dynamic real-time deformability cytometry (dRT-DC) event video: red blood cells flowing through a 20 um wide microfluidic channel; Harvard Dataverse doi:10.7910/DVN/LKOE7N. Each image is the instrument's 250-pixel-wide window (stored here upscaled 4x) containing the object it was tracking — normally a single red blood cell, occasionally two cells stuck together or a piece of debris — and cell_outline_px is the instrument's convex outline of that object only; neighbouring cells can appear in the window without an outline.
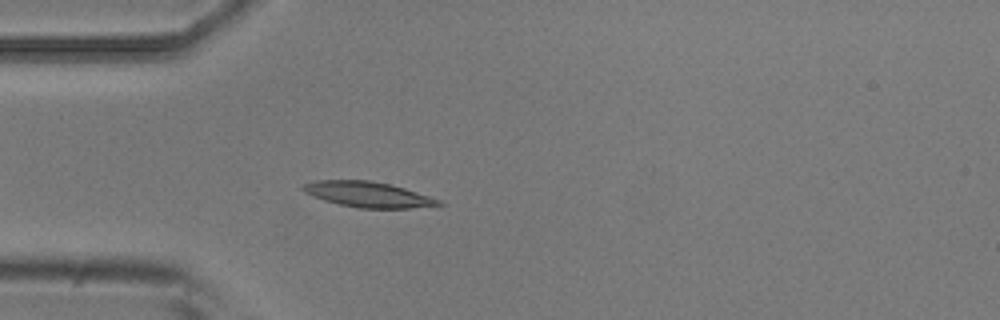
{"species": "common noctule bat (a hibernating species)", "species_latin": "Nyctalus noctula", "temperature_condition": "room temperature", "stored_images_in_passage": 5, "camera_frame_rate_fps": 3000, "um_per_image_px": 0.085, "animal": {"sex": "male", "body_mass_g": 20.5, "forearm_length_mm": 52.5}, "frame": {"image": 1, "passage_image": 5, "time_ms": 1.333, "image_size_px": [1000, 320], "cell_outline_px": [[444, 204], [408, 208], [356, 208], [324, 200], [312, 196], [304, 192], [300, 188], [300, 184], [316, 180], [368, 180], [388, 184], [404, 188], [440, 200]], "centroid_in_image_um": [31.19, 16.52], "position_along_channel_um": 53.8, "area_um2": 20.0}}